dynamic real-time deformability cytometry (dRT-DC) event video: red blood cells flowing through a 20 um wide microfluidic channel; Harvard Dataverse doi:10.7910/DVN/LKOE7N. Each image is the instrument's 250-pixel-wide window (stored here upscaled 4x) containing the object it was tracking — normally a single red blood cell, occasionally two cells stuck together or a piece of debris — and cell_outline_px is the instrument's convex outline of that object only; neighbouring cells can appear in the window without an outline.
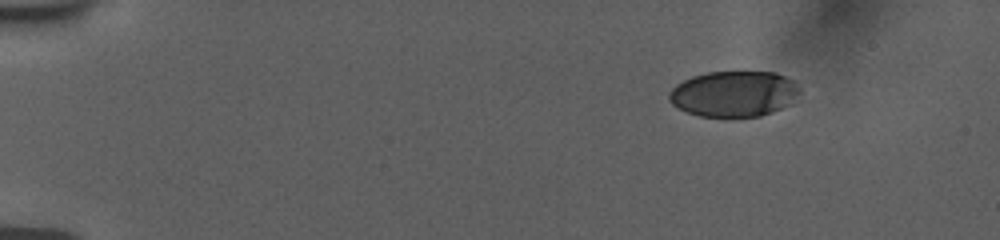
{"species": "human", "species_latin": "Homo sapiens", "temperature_condition": "room temperature", "stored_images_in_passage": 36, "camera_frame_rate_fps": 3000, "um_per_image_px": 0.085, "donor": {"sex": "female"}, "frame": {"image": 1, "passage_image": 1, "time_ms": 0.0, "image_size_px": [1000, 240], "cell_outline_px": [[800, 92], [788, 104], [772, 112], [760, 116], [700, 116], [688, 112], [672, 104], [668, 100], [668, 92], [676, 84], [692, 76], [708, 72], [776, 72], [792, 80], [796, 84]], "centroid_in_image_um": [62.35, 7.96], "position_along_channel_um": 22.7, "area_um2": 34.51}}
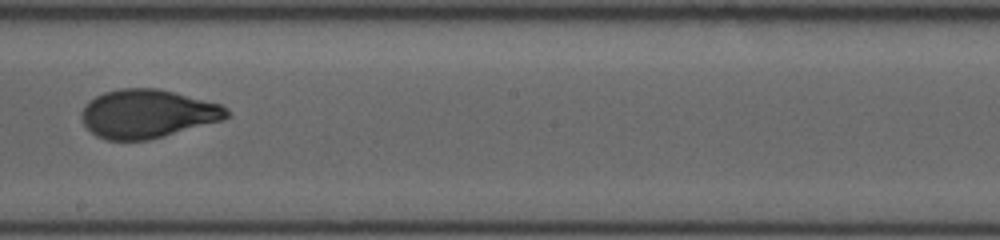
{"frame": {"image": 2, "passage_image": 20, "time_ms": 8.667, "image_size_px": [1000, 240], "cell_outline_px": [[232, 116], [224, 120], [148, 140], [108, 140], [96, 136], [84, 124], [80, 116], [80, 112], [88, 100], [104, 92], [120, 88], [156, 88], [220, 104], [228, 108], [232, 112]], "centroid_in_image_um": [12.54, 9.67], "position_along_channel_um": 235.7, "area_um2": 41.15}}
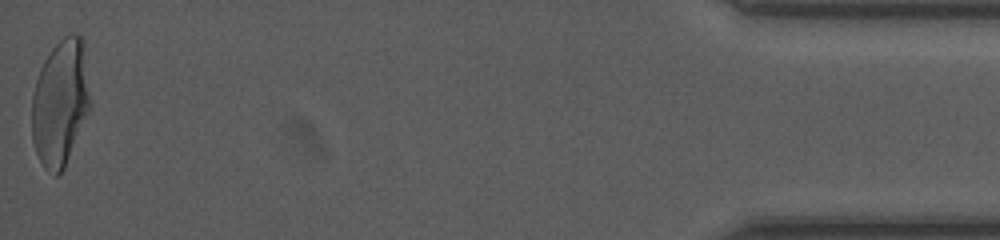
{"frame": {"image": 3, "passage_image": 36, "time_ms": 16.0, "image_size_px": [1000, 240], "cell_outline_px": [[92, 104], [64, 168], [56, 176], [52, 176], [44, 168], [36, 152], [32, 140], [32, 92], [40, 68], [44, 60], [52, 48], [64, 36], [72, 32], [80, 36], [84, 40]], "centroid_in_image_um": [5.14, 8.7], "position_along_channel_um": 430.1, "area_um2": 43.52}, "authors_computed_cell_mechanics": {"area_um2": 40.3444, "velocity_mm_per_s": 3.7748, "shape_relaxation_time_tau1_ms": 4.195, "shape_relaxation_time_tau2_ms": 0.9341, "deformation_change_tau1": 0.1794, "deformation_change_tau2": 0.0582}}